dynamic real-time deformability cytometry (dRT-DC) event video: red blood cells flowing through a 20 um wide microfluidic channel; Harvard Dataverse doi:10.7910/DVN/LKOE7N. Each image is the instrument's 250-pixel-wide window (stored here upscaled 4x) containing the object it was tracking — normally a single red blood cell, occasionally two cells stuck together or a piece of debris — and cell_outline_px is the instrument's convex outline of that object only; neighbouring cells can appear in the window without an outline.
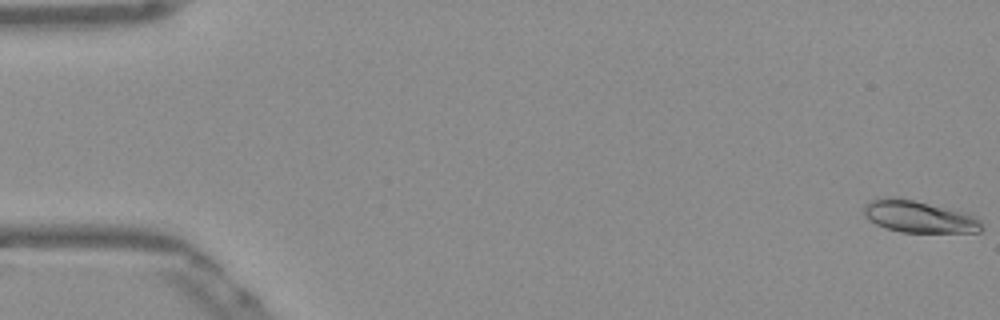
{"species": "Egyptian fruit bat (a non-hibernating species)", "species_latin": "Rousettus aegyptiacus", "temperature_condition": "warm", "stored_images_in_passage": 17, "camera_frame_rate_fps": 3000, "um_per_image_px": 0.085, "frame": {"image": 1, "passage_image": 1, "time_ms": 0.0, "image_size_px": [1000, 320], "cell_outline_px": [[980, 232], [900, 232], [876, 224], [864, 216], [864, 204], [872, 200], [888, 196], [912, 200], [968, 212], [976, 216], [980, 220]], "centroid_in_image_um": [78.11, 18.41], "position_along_channel_um": 6.9, "area_um2": 21.79}}